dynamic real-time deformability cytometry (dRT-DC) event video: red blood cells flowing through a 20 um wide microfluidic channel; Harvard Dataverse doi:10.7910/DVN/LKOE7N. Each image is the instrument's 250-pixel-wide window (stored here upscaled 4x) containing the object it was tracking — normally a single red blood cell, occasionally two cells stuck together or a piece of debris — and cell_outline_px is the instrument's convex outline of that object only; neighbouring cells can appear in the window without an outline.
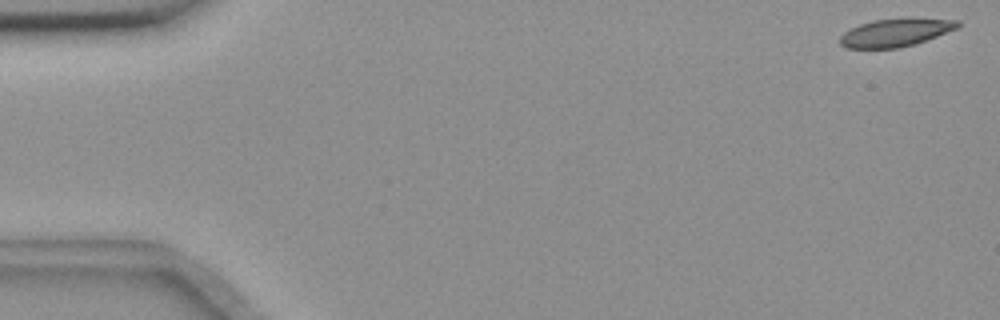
{"species": "common noctule bat (a hibernating species)", "species_latin": "Nyctalus noctula", "temperature_condition": "room temperature", "stored_images_in_passage": 55, "camera_frame_rate_fps": 3000, "um_per_image_px": 0.085, "animal": {"sex": "female", "body_mass_g": 18.4}, "frame": {"image": 1, "passage_image": 1, "time_ms": 0.0, "image_size_px": [1000, 320], "cell_outline_px": [[960, 24], [956, 28], [936, 36], [900, 48], [844, 48], [840, 44], [840, 36], [844, 32], [860, 24], [872, 20], [960, 20]], "centroid_in_image_um": [76.02, 2.81], "position_along_channel_um": 9.0, "area_um2": 18.21}}
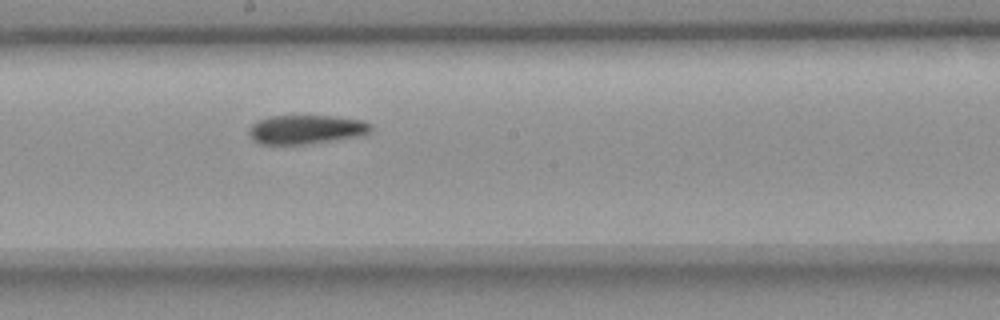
{"frame": {"image": 2, "passage_image": 30, "time_ms": 9.667, "image_size_px": [1000, 320], "cell_outline_px": [[372, 132], [364, 136], [308, 144], [260, 144], [252, 140], [248, 132], [248, 128], [256, 120], [268, 116], [336, 116], [364, 120], [372, 124]], "centroid_in_image_um": [26.06, 11.0], "position_along_channel_um": 222.1, "area_um2": 21.15}}
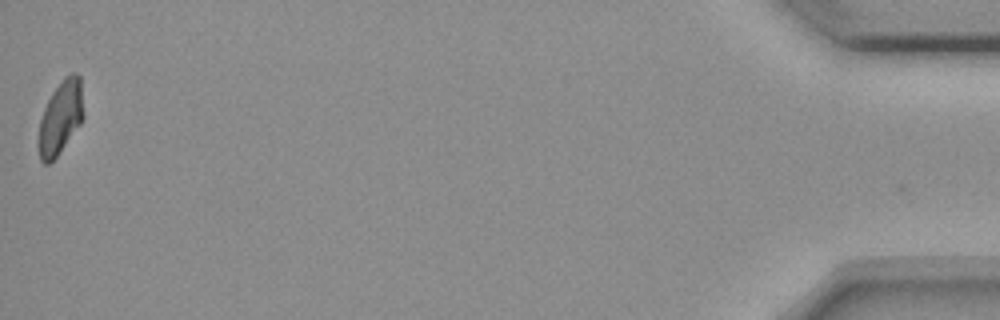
{"frame": {"image": 3, "passage_image": 55, "time_ms": 18.0, "image_size_px": [1000, 320], "cell_outline_px": [[84, 116], [80, 124], [56, 156], [48, 164], [44, 164], [40, 160], [36, 140], [40, 120], [44, 108], [52, 92], [64, 76], [72, 72], [76, 72], [80, 76], [84, 112]], "centroid_in_image_um": [5.12, 9.97], "position_along_channel_um": 430.1, "area_um2": 19.42}, "authors_computed_cell_mechanics": {"area_um2": 20.7502, "velocity_mm_per_s": 3.6476, "shape_relaxation_time_tau1_ms": 11.1735, "shape_relaxation_time_tau2_ms": 8.5, "deformation_change_tau1": 0.1954, "deformation_change_tau2": 0.1365}}